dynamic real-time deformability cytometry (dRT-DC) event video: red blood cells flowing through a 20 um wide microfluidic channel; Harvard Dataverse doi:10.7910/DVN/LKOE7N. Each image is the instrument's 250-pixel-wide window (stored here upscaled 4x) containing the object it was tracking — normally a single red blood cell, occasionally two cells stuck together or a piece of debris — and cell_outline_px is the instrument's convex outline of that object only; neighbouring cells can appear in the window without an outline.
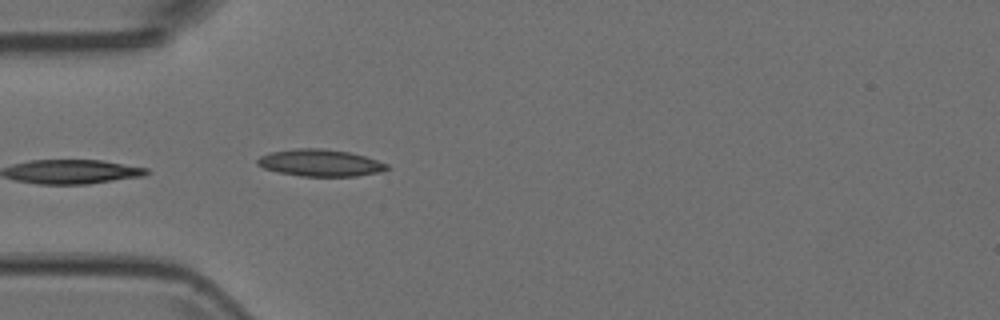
{"species": "Egyptian fruit bat (a non-hibernating species)", "species_latin": "Rousettus aegyptiacus", "temperature_condition": "room temperature", "stored_images_in_passage": 5, "camera_frame_rate_fps": 3000, "um_per_image_px": 0.085, "animal": {"sex": "female"}, "frame": {"image": 1, "passage_image": 5, "time_ms": 1.333, "image_size_px": [1000, 320], "cell_outline_px": [[388, 168], [384, 172], [356, 176], [300, 176], [280, 172], [264, 168], [256, 164], [256, 160], [260, 156], [272, 152], [296, 148], [320, 148], [348, 152], [364, 156], [388, 164]], "centroid_in_image_um": [27.23, 13.85], "position_along_channel_um": 57.8, "area_um2": 20.23}}